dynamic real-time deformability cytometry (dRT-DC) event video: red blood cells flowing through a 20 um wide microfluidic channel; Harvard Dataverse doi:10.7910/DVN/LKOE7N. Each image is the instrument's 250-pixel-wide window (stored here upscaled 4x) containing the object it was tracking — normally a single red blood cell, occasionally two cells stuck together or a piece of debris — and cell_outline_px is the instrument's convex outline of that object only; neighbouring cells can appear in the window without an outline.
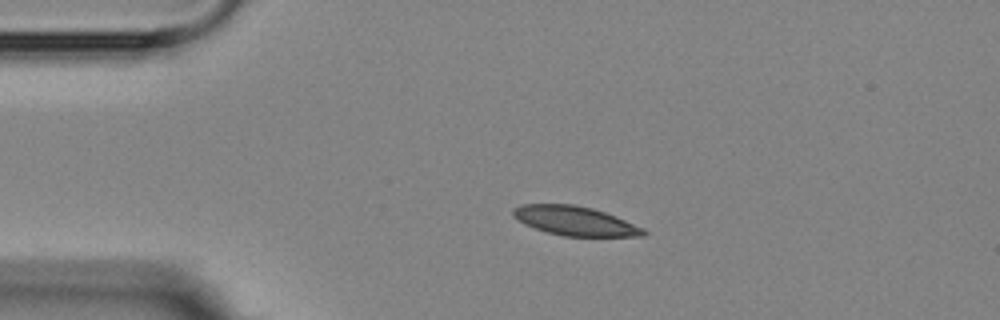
{"species": "Egyptian fruit bat (a non-hibernating species)", "species_latin": "Rousettus aegyptiacus", "temperature_condition": "room temperature", "stored_images_in_passage": 4, "camera_frame_rate_fps": 3000, "um_per_image_px": 0.085, "animal": {"sex": "female"}, "frame": {"image": 1, "passage_image": 2, "time_ms": 2.0, "image_size_px": [1000, 320], "cell_outline_px": [[648, 232], [644, 236], [564, 236], [548, 232], [524, 224], [516, 220], [512, 216], [512, 208], [520, 204], [576, 204], [592, 208], [616, 216], [644, 228]], "centroid_in_image_um": [48.85, 18.76], "position_along_channel_um": 36.2, "area_um2": 22.31}}